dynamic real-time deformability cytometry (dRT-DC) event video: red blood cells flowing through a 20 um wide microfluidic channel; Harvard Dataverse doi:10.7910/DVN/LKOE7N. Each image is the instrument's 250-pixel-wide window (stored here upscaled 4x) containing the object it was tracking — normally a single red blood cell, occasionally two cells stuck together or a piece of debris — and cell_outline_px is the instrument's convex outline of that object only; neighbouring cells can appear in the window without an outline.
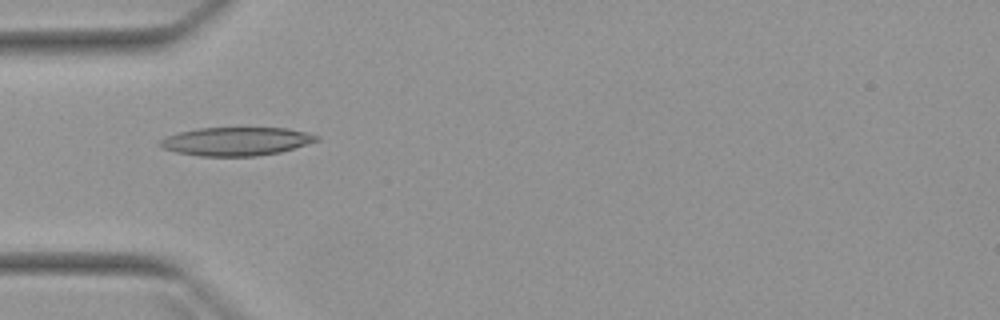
{"species": "Egyptian fruit bat (a non-hibernating species)", "species_latin": "Rousettus aegyptiacus", "temperature_condition": "warm", "stored_images_in_passage": 3, "camera_frame_rate_fps": 3000, "um_per_image_px": 0.085, "animal": {"sex": "female"}, "frame": {"image": 1, "passage_image": 1, "time_ms": 0.0, "image_size_px": [1000, 320], "cell_outline_px": [[320, 140], [280, 152], [256, 156], [200, 156], [176, 152], [164, 148], [160, 144], [160, 140], [164, 136], [180, 132], [200, 128], [288, 128], [308, 132], [320, 136]], "centroid_in_image_um": [20.11, 12.01], "position_along_channel_um": 64.9, "area_um2": 25.89}}
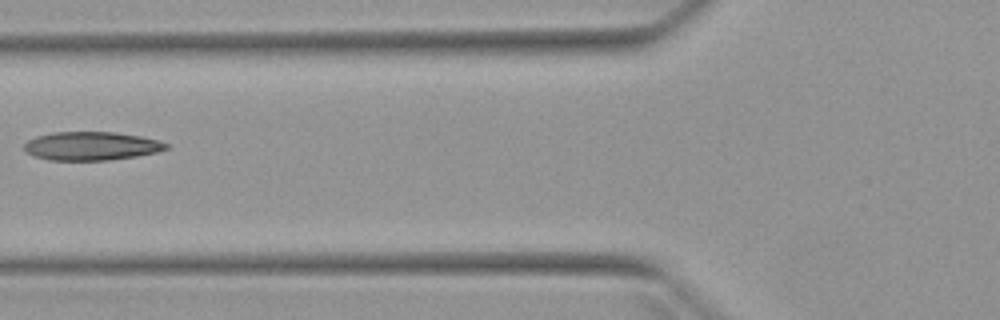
{"frame": {"image": 2, "passage_image": 2, "time_ms": 1.333, "image_size_px": [1000, 320], "cell_outline_px": [[168, 148], [156, 152], [136, 156], [108, 160], [48, 160], [36, 156], [28, 152], [24, 148], [24, 144], [28, 140], [36, 136], [52, 132], [116, 132], [140, 136], [160, 140], [168, 144]], "centroid_in_image_um": [7.78, 12.4], "position_along_channel_um": 118.0, "area_um2": 23.52}}
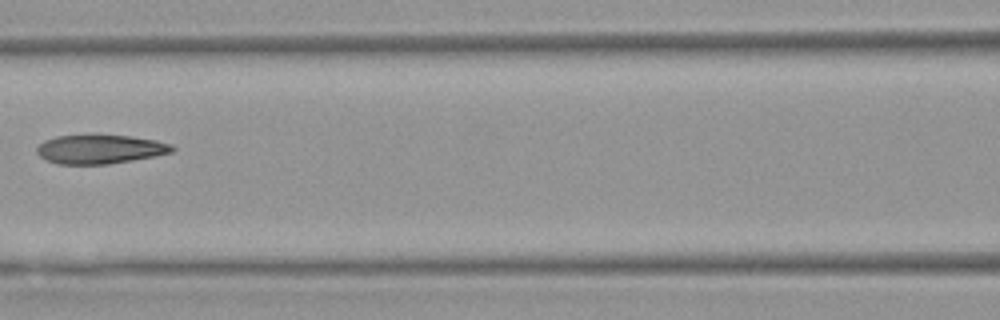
{"frame": {"image": 3, "passage_image": 3, "time_ms": 2.333, "image_size_px": [1000, 320], "cell_outline_px": [[176, 148], [172, 152], [156, 156], [108, 164], [56, 164], [44, 160], [36, 152], [36, 148], [44, 140], [56, 136], [92, 132], [132, 136], [156, 140], [172, 144]], "centroid_in_image_um": [8.48, 12.64], "position_along_channel_um": 158.1, "area_um2": 23.87}}